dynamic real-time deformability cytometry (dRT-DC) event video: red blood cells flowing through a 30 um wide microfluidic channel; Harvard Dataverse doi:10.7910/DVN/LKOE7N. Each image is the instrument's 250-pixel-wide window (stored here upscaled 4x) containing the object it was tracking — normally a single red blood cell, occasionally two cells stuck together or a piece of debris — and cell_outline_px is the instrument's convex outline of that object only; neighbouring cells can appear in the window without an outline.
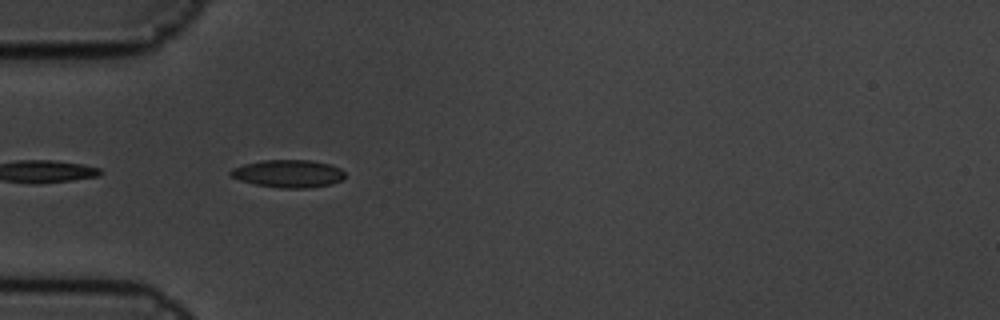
{"species": "common noctule bat (a hibernating species)", "species_latin": "Nyctalus noctula", "temperature_condition": "cold", "stored_images_in_passage": 4, "camera_frame_rate_fps": 3000, "um_per_image_px": 0.085, "animal": {"sex": "male", "body_mass_g": 19.5, "forearm_length_mm": 54.6}, "frame": {"image": 1, "passage_image": 2, "time_ms": 0.333, "image_size_px": [1000, 320], "cell_outline_px": [[344, 180], [332, 184], [308, 188], [280, 188], [256, 184], [240, 180], [232, 176], [228, 172], [232, 168], [244, 164], [264, 160], [312, 160], [328, 164], [340, 168], [344, 172]], "centroid_in_image_um": [24.53, 14.76], "position_along_channel_um": 60.5, "area_um2": 18.44}}
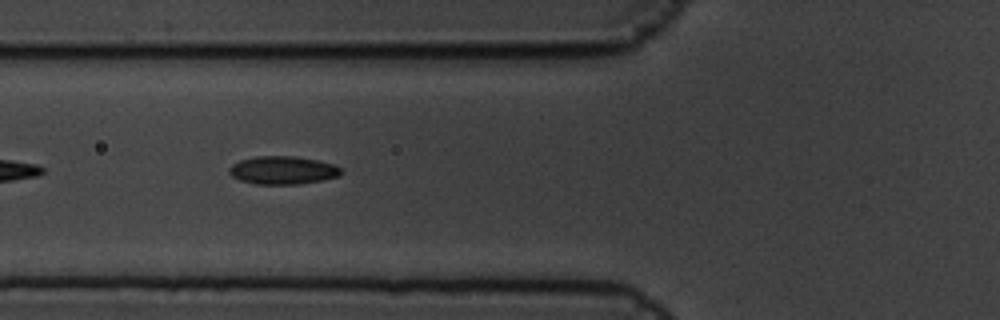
{"frame": {"image": 2, "passage_image": 3, "time_ms": 0.667, "image_size_px": [1000, 320], "cell_outline_px": [[344, 172], [340, 176], [324, 180], [300, 184], [256, 184], [240, 180], [232, 176], [228, 172], [228, 168], [232, 164], [240, 160], [256, 156], [292, 156], [316, 160], [332, 164], [340, 168]], "centroid_in_image_um": [24.04, 14.47], "position_along_channel_um": 101.8, "area_um2": 18.38}}